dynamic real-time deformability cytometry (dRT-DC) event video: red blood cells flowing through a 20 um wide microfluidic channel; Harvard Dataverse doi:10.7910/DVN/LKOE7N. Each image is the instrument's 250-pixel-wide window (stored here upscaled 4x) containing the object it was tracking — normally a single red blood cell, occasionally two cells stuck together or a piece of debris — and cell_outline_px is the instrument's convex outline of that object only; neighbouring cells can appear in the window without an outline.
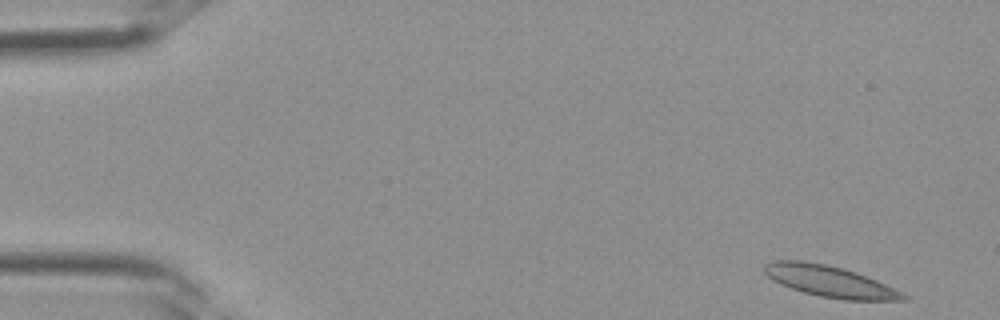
{"species": "Egyptian fruit bat (a non-hibernating species)", "species_latin": "Rousettus aegyptiacus", "temperature_condition": "room temperature", "stored_images_in_passage": 31, "camera_frame_rate_fps": 3000, "um_per_image_px": 0.085, "frame": {"image": 1, "passage_image": 1, "time_ms": 0.0, "image_size_px": [1000, 320], "cell_outline_px": [[908, 300], [844, 300], [820, 296], [804, 292], [780, 284], [768, 276], [764, 272], [764, 264], [772, 260], [804, 260], [844, 268], [856, 272], [876, 280], [908, 296]], "centroid_in_image_um": [70.49, 23.9], "position_along_channel_um": 14.5, "area_um2": 25.09}}
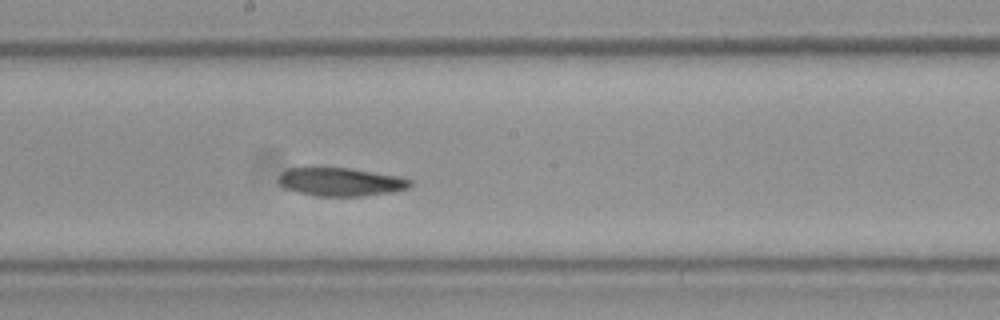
{"frame": {"image": 2, "passage_image": 18, "time_ms": 5.667, "image_size_px": [1000, 320], "cell_outline_px": [[412, 188], [396, 192], [364, 196], [316, 196], [284, 188], [280, 184], [280, 176], [288, 168], [352, 168], [400, 176], [412, 180]], "centroid_in_image_um": [29.09, 15.47], "position_along_channel_um": 219.1, "area_um2": 21.85}}
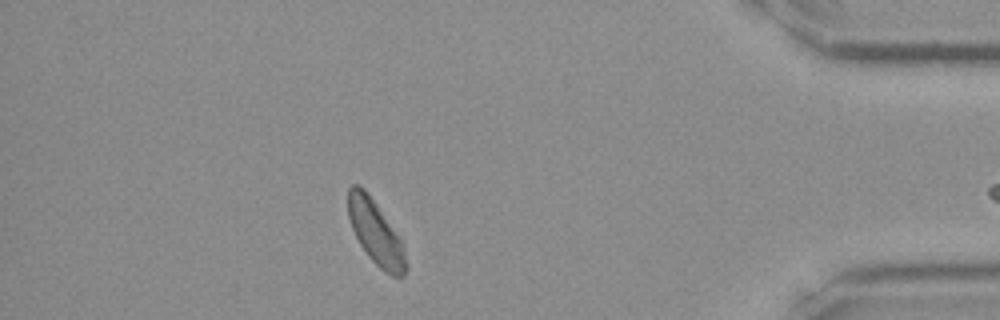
{"frame": {"image": 3, "passage_image": 30, "time_ms": 9.667, "image_size_px": [1000, 320], "cell_outline_px": [[408, 268], [404, 276], [392, 276], [384, 272], [368, 256], [360, 244], [352, 228], [348, 216], [348, 188], [352, 184], [360, 184], [368, 192], [400, 236]], "centroid_in_image_um": [31.93, 19.75], "position_along_channel_um": 403.3, "area_um2": 21.73}}